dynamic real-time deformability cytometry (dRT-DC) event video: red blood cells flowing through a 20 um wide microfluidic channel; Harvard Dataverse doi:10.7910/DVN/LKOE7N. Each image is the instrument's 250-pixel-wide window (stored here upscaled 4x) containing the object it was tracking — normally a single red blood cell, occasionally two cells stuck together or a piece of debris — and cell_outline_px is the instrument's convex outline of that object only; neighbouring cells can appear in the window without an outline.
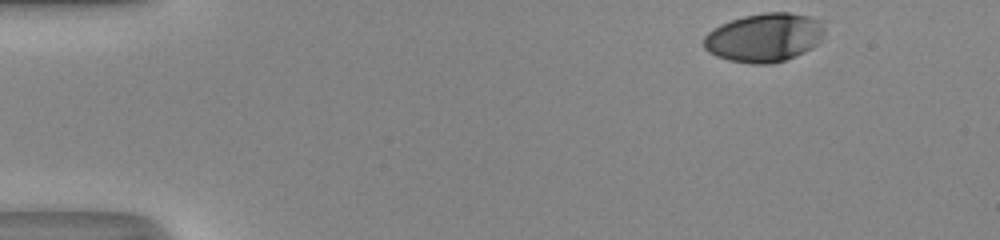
{"species": "human", "species_latin": "Homo sapiens", "temperature_condition": "room temperature", "stored_images_in_passage": 37, "camera_frame_rate_fps": 3000, "um_per_image_px": 0.085, "donor": {"sex": "male"}, "frame": {"image": 1, "passage_image": 1, "time_ms": 0.0, "image_size_px": [1000, 240], "cell_outline_px": [[824, 32], [820, 40], [812, 48], [804, 52], [784, 60], [772, 64], [752, 64], [728, 60], [716, 56], [708, 52], [704, 48], [704, 36], [712, 28], [720, 24], [744, 16], [764, 12], [788, 12], [812, 16], [820, 20], [824, 28]], "centroid_in_image_um": [64.95, 3.18], "position_along_channel_um": 20.0, "area_um2": 34.45}}
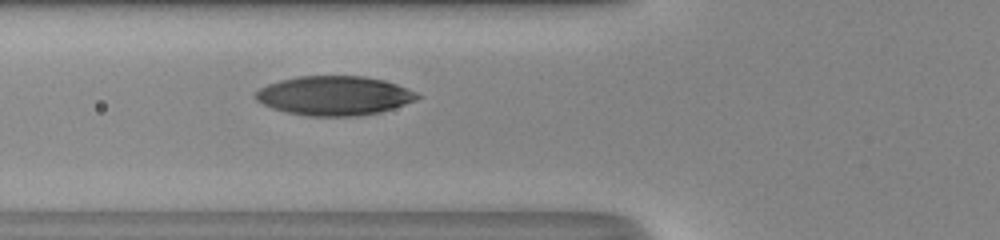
{"frame": {"image": 2, "passage_image": 15, "time_ms": 4.667, "image_size_px": [1000, 240], "cell_outline_px": [[424, 96], [416, 100], [380, 112], [360, 116], [308, 116], [288, 112], [272, 108], [256, 100], [252, 96], [260, 88], [268, 84], [280, 80], [300, 76], [364, 76], [384, 80], [408, 88]], "centroid_in_image_um": [28.43, 8.13], "position_along_channel_um": 97.4, "area_um2": 37.05}}
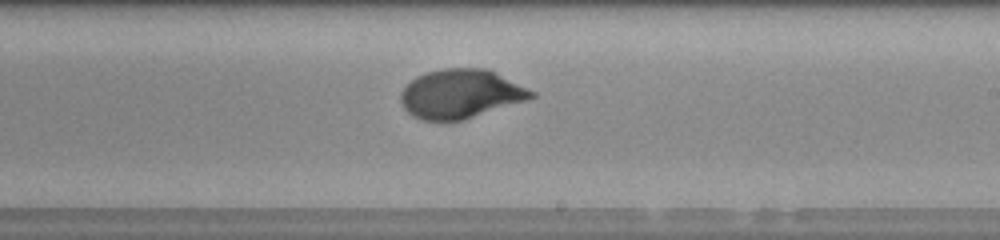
{"frame": {"image": 3, "passage_image": 26, "time_ms": 8.333, "image_size_px": [1000, 240], "cell_outline_px": [[536, 96], [524, 100], [460, 120], [420, 120], [412, 116], [404, 108], [400, 100], [400, 92], [416, 76], [428, 72], [444, 68], [488, 68], [536, 92]], "centroid_in_image_um": [39.12, 7.96], "position_along_channel_um": 249.9, "area_um2": 36.76}, "authors_computed_cell_mechanics": {"area_um2": 36.7608, "velocity_mm_per_s": 4.1692, "shape_relaxation_time_tau1_ms": 3.7002, "shape_relaxation_time_tau2_ms": null, "deformation_change_tau1": 0.1857, "deformation_change_tau2": null}}